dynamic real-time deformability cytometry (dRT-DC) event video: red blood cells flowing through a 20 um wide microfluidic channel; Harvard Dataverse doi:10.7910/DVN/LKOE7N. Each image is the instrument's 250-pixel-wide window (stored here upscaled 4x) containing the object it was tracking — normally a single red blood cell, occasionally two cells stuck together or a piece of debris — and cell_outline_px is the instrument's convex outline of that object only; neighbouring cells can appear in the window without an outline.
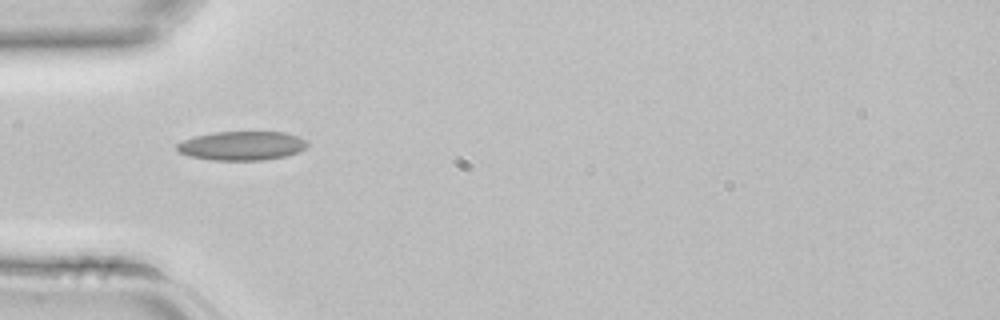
{"species": "common noctule bat (a hibernating species)", "species_latin": "Nyctalus noctula", "temperature_condition": "room temperature", "stored_images_in_passage": 4, "camera_frame_rate_fps": 3000, "um_per_image_px": 0.085, "animal": {"sex": "female", "body_mass_g": 22.7, "forearm_length_mm": 54.2}, "frame": {"image": 1, "passage_image": 4, "time_ms": 1.0, "image_size_px": [1000, 320], "cell_outline_px": [[308, 144], [300, 152], [288, 156], [264, 160], [212, 160], [188, 156], [180, 152], [176, 148], [176, 144], [184, 140], [196, 136], [216, 132], [284, 132], [296, 136], [304, 140]], "centroid_in_image_um": [20.56, 12.4], "position_along_channel_um": 64.4, "area_um2": 21.96}}